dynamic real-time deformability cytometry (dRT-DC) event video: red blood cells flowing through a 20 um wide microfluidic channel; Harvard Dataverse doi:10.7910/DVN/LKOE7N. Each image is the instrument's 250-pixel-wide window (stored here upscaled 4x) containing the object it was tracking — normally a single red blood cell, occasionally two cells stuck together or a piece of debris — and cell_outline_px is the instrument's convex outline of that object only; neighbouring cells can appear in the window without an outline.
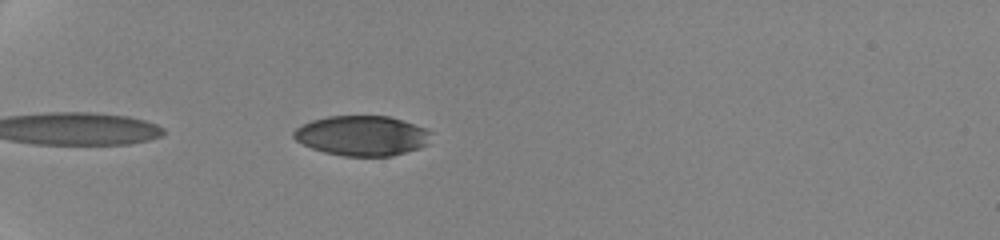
{"species": "human", "species_latin": "Homo sapiens", "temperature_condition": "cold", "stored_images_in_passage": 30, "camera_frame_rate_fps": 3000, "um_per_image_px": 0.085, "donor": {"sex": "female"}, "frame": {"image": 1, "passage_image": 1, "time_ms": 0.0, "image_size_px": [1000, 240], "cell_outline_px": [[432, 132], [428, 144], [420, 148], [392, 156], [344, 156], [324, 152], [312, 148], [296, 140], [292, 136], [292, 132], [296, 128], [312, 120], [328, 116], [388, 116], [424, 128]], "centroid_in_image_um": [30.77, 11.54], "position_along_channel_um": 54.2, "area_um2": 31.91}}
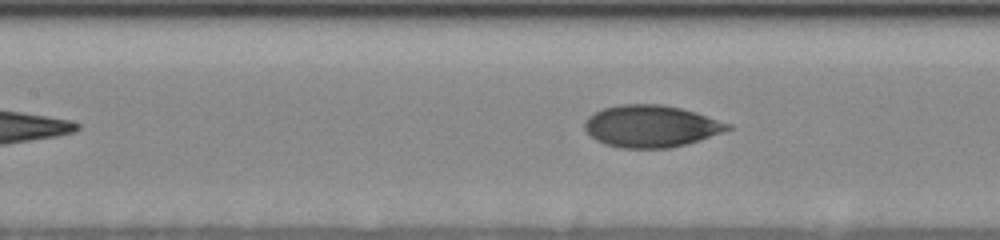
{"frame": {"image": 2, "passage_image": 13, "time_ms": 3.667, "image_size_px": [1000, 240], "cell_outline_px": [[732, 128], [700, 140], [672, 148], [620, 148], [604, 144], [596, 140], [584, 128], [584, 120], [588, 116], [604, 108], [620, 104], [660, 104], [680, 108], [696, 112], [732, 124]], "centroid_in_image_um": [55.33, 10.73], "position_along_channel_um": 152.1, "area_um2": 35.03}}
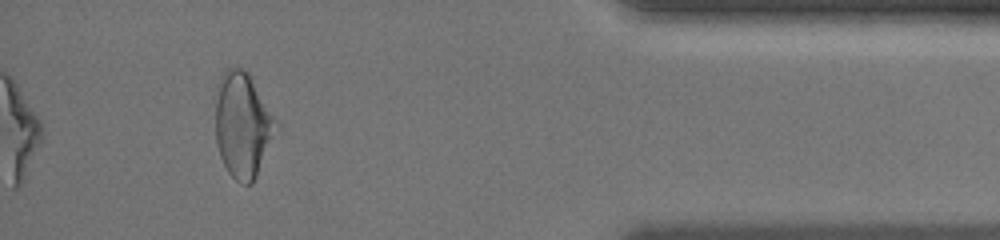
{"frame": {"image": 3, "passage_image": 29, "time_ms": 12.0, "image_size_px": [1000, 240], "cell_outline_px": [[280, 128], [252, 184], [240, 184], [228, 172], [220, 156], [216, 140], [216, 84], [220, 76], [228, 68], [240, 68], [248, 72], [276, 120]], "centroid_in_image_um": [20.64, 10.64], "position_along_channel_um": 414.6, "area_um2": 37.28}, "authors_computed_cell_mechanics": {"area_um2": 35.3447, "velocity_mm_per_s": 3.5434, "shape_relaxation_time_tau1_ms": 3.4381, "shape_relaxation_time_tau2_ms": 1.3744, "deformation_change_tau1": 0.1184, "deformation_change_tau2": 0.0592}}